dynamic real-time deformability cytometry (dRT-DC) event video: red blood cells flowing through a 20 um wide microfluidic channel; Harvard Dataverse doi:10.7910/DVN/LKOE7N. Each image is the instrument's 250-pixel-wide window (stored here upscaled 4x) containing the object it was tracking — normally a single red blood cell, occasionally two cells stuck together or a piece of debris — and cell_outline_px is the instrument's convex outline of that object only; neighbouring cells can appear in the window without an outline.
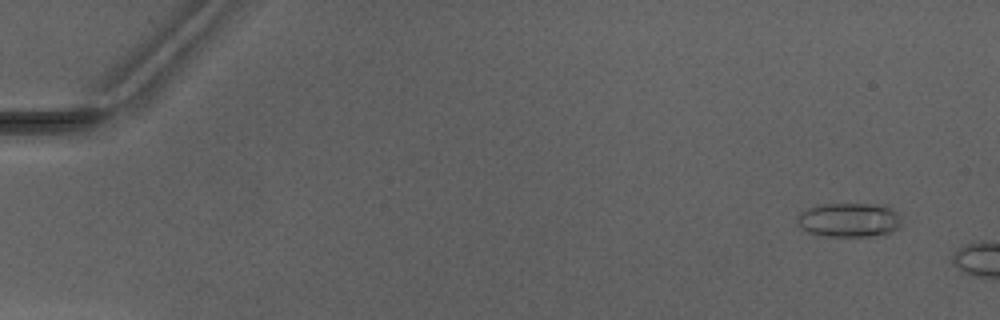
{"species": "Egyptian fruit bat (a non-hibernating species)", "species_latin": "Rousettus aegyptiacus", "temperature_condition": "warm", "stored_images_in_passage": 4, "camera_frame_rate_fps": 3000, "um_per_image_px": 0.085, "animal": {"sex": "male"}, "frame": {"image": 1, "passage_image": 4, "time_ms": 5.333, "image_size_px": [1000, 320], "cell_outline_px": [[904, 224], [900, 228], [892, 232], [868, 236], [816, 236], [800, 228], [796, 224], [796, 220], [800, 212], [808, 208], [824, 204], [872, 204], [888, 208], [896, 212], [900, 216]], "centroid_in_image_um": [72.15, 18.72], "position_along_channel_um": 12.9, "area_um2": 20.98}}